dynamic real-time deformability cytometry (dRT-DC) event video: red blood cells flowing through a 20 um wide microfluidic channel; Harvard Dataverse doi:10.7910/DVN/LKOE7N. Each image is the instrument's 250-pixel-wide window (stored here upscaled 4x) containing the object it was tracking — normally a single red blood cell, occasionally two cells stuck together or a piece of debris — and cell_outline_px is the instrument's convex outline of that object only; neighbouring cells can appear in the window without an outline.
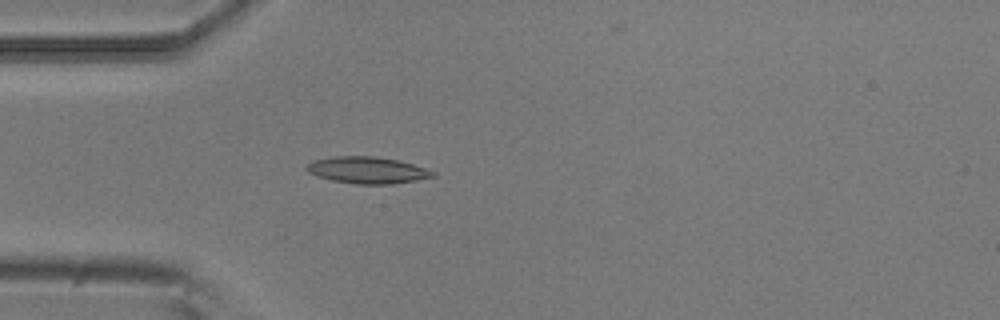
{"species": "common noctule bat (a hibernating species)", "species_latin": "Nyctalus noctula", "temperature_condition": "room temperature", "stored_images_in_passage": 5, "camera_frame_rate_fps": 3000, "um_per_image_px": 0.085, "animal": {"sex": "male", "body_mass_g": 20.5, "forearm_length_mm": 52.5}, "frame": {"image": 1, "passage_image": 5, "time_ms": 1.333, "image_size_px": [1000, 320], "cell_outline_px": [[436, 176], [396, 184], [356, 184], [332, 180], [308, 172], [304, 168], [312, 160], [332, 156], [372, 156], [396, 160], [412, 164], [436, 172]], "centroid_in_image_um": [31.21, 14.46], "position_along_channel_um": 53.8, "area_um2": 19.54}}